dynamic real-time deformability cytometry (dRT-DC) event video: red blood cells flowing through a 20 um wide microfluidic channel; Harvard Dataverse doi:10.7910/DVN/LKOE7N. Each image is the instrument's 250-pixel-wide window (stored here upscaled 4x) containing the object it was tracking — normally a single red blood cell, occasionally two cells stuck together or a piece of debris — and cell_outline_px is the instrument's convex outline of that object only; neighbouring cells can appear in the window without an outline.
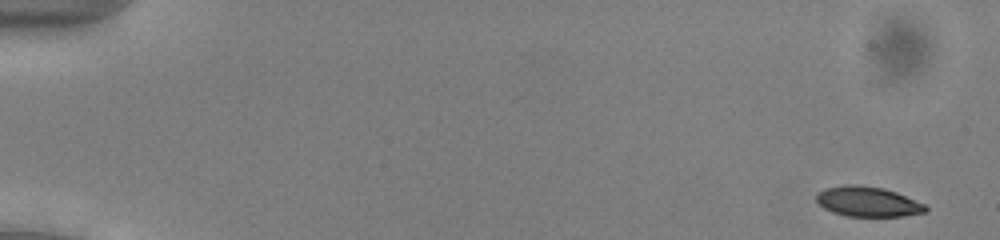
{"species": "common noctule bat (a hibernating species)", "species_latin": "Nyctalus noctula", "temperature_condition": "cold", "stored_images_in_passage": 52, "camera_frame_rate_fps": 3000, "um_per_image_px": 0.085, "animal": {"sex": "male", "body_mass_g": 13.0, "forearm_length_mm": 53.1}, "frame": {"image": 1, "passage_image": 2, "time_ms": 0.333, "image_size_px": [1000, 240], "cell_outline_px": [[928, 208], [924, 212], [904, 216], [848, 216], [832, 212], [824, 208], [816, 200], [816, 196], [824, 188], [844, 184], [856, 184], [884, 188], [896, 192], [924, 204]], "centroid_in_image_um": [73.74, 17.13], "position_along_channel_um": 11.3, "area_um2": 19.02}}
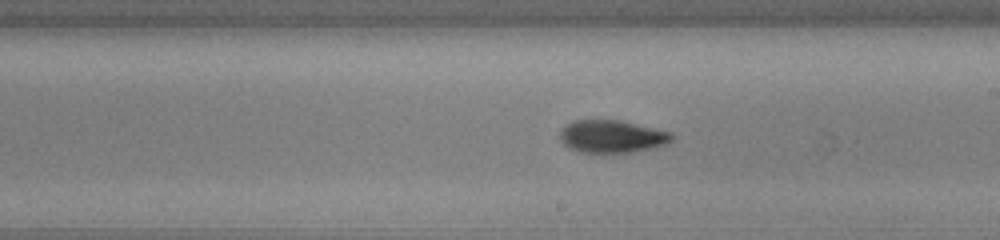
{"frame": {"image": 2, "passage_image": 31, "time_ms": 10.0, "image_size_px": [1000, 240], "cell_outline_px": [[672, 140], [668, 144], [656, 148], [628, 152], [580, 152], [568, 148], [560, 140], [560, 132], [568, 124], [576, 120], [620, 120], [672, 132]], "centroid_in_image_um": [52.05, 11.6], "position_along_channel_um": 237.0, "area_um2": 21.21}}
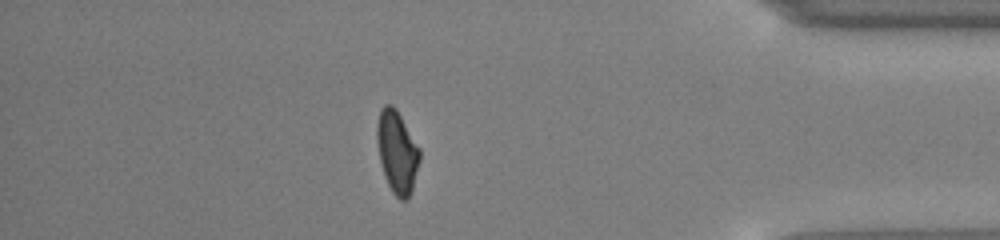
{"frame": {"image": 3, "passage_image": 46, "time_ms": 15.0, "image_size_px": [1000, 240], "cell_outline_px": [[420, 160], [412, 188], [408, 200], [400, 200], [392, 192], [384, 176], [380, 160], [376, 140], [376, 124], [380, 108], [384, 104], [392, 104], [396, 108], [420, 148]], "centroid_in_image_um": [33.74, 12.88], "position_along_channel_um": 401.5, "area_um2": 20.69}}